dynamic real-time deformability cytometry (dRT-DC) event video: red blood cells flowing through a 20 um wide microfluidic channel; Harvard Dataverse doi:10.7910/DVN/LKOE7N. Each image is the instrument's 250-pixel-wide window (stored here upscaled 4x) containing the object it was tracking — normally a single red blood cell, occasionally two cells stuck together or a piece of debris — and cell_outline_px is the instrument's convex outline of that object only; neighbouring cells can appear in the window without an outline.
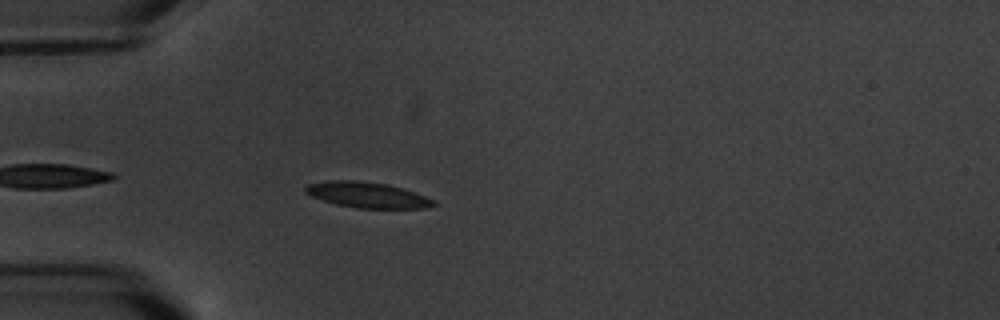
{"species": "common noctule bat (a hibernating species)", "species_latin": "Nyctalus noctula", "temperature_condition": "warm", "stored_images_in_passage": 4, "camera_frame_rate_fps": 3000, "um_per_image_px": 0.085, "animal": {"sex": "male", "body_mass_g": 20.1, "forearm_length_mm": 53.5}, "frame": {"image": 1, "passage_image": 3, "time_ms": 3.0, "image_size_px": [1000, 320], "cell_outline_px": [[436, 204], [424, 208], [356, 208], [336, 204], [312, 196], [304, 192], [304, 188], [308, 184], [332, 180], [356, 180], [388, 184], [436, 200]], "centroid_in_image_um": [31.2, 16.57], "position_along_channel_um": 53.8, "area_um2": 18.9}}